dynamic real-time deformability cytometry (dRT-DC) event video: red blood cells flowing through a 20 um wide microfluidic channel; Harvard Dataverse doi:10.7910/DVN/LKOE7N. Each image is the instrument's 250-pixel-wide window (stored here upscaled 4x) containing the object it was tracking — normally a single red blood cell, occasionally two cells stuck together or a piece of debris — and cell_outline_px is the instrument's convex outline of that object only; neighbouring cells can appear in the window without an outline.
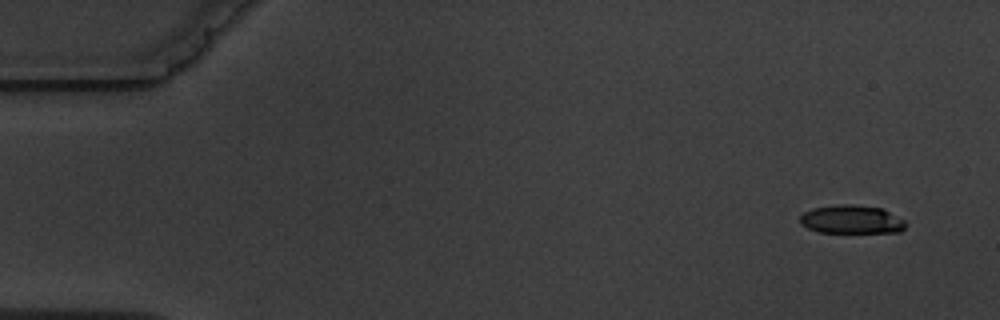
{"species": "common noctule bat (a hibernating species)", "species_latin": "Nyctalus noctula", "temperature_condition": "warm", "stored_images_in_passage": 4, "camera_frame_rate_fps": 3000, "um_per_image_px": 0.085, "animal": {"sex": "male", "body_mass_g": 19.5, "forearm_length_mm": 54.6}, "frame": {"image": 1, "passage_image": 1, "time_ms": 0.0, "image_size_px": [1000, 320], "cell_outline_px": [[908, 224], [900, 232], [820, 232], [808, 228], [800, 224], [800, 216], [804, 212], [812, 208], [844, 204], [852, 204], [880, 208], [904, 220]], "centroid_in_image_um": [72.37, 18.66], "position_along_channel_um": 12.6, "area_um2": 17.34}}